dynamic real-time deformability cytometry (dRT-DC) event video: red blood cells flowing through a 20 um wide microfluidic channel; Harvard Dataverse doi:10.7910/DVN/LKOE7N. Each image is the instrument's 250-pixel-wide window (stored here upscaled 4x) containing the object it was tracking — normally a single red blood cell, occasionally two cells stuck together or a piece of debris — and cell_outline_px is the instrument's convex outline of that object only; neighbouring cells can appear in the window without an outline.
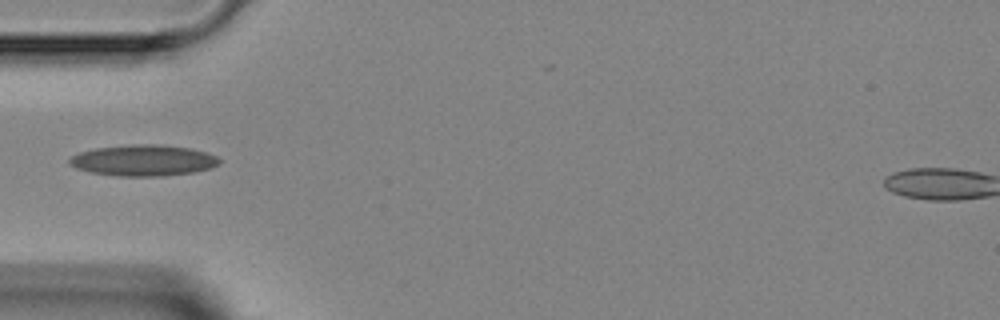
{"species": "Egyptian fruit bat (a non-hibernating species)", "species_latin": "Rousettus aegyptiacus", "temperature_condition": "room temperature", "stored_images_in_passage": 2, "camera_frame_rate_fps": 3000, "um_per_image_px": 0.085, "animal": {"sex": "female"}, "frame": {"image": 1, "passage_image": 1, "time_ms": 0.0, "image_size_px": [1000, 320], "cell_outline_px": [[220, 164], [212, 168], [196, 172], [164, 176], [120, 176], [92, 172], [76, 168], [68, 164], [68, 160], [72, 156], [80, 152], [96, 148], [140, 144], [156, 144], [192, 148], [216, 156], [220, 160]], "centroid_in_image_um": [12.22, 13.64], "position_along_channel_um": 72.8, "area_um2": 27.11}}